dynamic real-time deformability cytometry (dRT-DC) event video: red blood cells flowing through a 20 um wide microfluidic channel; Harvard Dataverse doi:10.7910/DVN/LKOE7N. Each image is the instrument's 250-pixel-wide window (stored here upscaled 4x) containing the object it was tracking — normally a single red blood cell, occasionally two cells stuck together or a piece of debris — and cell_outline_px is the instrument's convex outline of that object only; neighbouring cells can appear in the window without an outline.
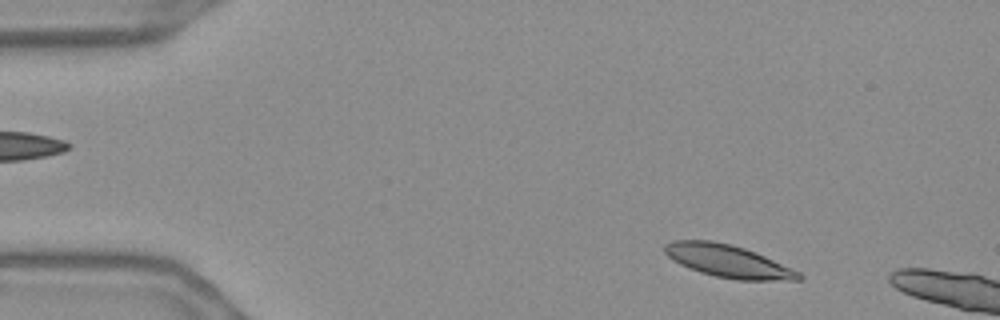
{"species": "Egyptian fruit bat (a non-hibernating species)", "species_latin": "Rousettus aegyptiacus", "temperature_condition": "warm", "stored_images_in_passage": 9, "camera_frame_rate_fps": 3000, "um_per_image_px": 0.085, "frame": {"image": 1, "passage_image": 4, "time_ms": 1.0, "image_size_px": [1000, 320], "cell_outline_px": [[804, 276], [800, 280], [736, 280], [716, 276], [700, 272], [688, 268], [680, 264], [668, 256], [664, 252], [664, 244], [672, 240], [712, 240], [732, 244], [756, 252], [800, 272]], "centroid_in_image_um": [61.87, 22.19], "position_along_channel_um": 23.1, "area_um2": 25.49}}